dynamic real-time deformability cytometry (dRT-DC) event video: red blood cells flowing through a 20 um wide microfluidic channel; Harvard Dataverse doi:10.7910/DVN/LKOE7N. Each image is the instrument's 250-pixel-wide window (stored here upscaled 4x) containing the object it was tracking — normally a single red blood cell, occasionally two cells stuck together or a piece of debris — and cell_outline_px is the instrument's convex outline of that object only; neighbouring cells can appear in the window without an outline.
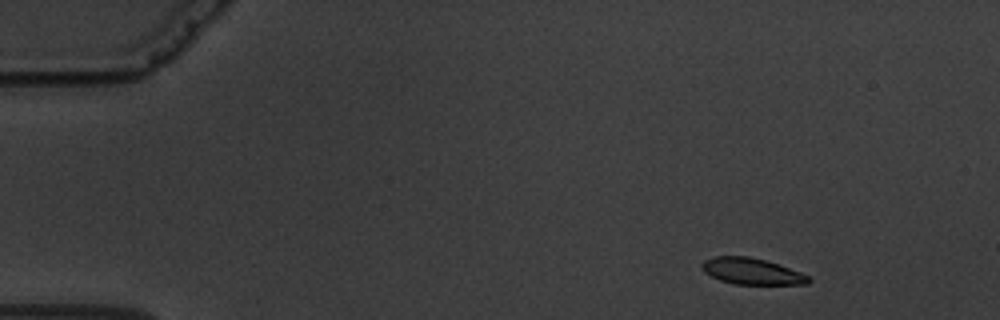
{"species": "common noctule bat (a hibernating species)", "species_latin": "Nyctalus noctula", "temperature_condition": "warm", "stored_images_in_passage": 54, "camera_frame_rate_fps": 3000, "um_per_image_px": 0.085, "animal": {"sex": "male", "body_mass_g": 19.5, "forearm_length_mm": 54.6}, "frame": {"image": 1, "passage_image": 1, "time_ms": 0.0, "image_size_px": [1000, 320], "cell_outline_px": [[812, 280], [808, 284], [732, 284], [720, 280], [704, 272], [700, 264], [704, 260], [716, 256], [748, 256], [764, 260], [800, 272], [808, 276]], "centroid_in_image_um": [63.87, 23.06], "position_along_channel_um": 21.1, "area_um2": 16.18}}
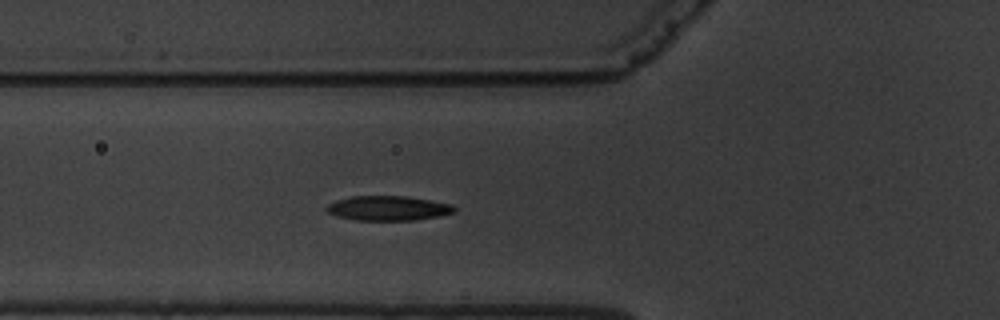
{"frame": {"image": 2, "passage_image": 16, "time_ms": 5.0, "image_size_px": [1000, 320], "cell_outline_px": [[456, 212], [440, 216], [416, 220], [356, 220], [336, 216], [328, 212], [324, 208], [328, 204], [336, 200], [352, 196], [404, 196], [452, 204], [456, 208]], "centroid_in_image_um": [32.99, 17.7], "position_along_channel_um": 92.8, "area_um2": 18.38}}
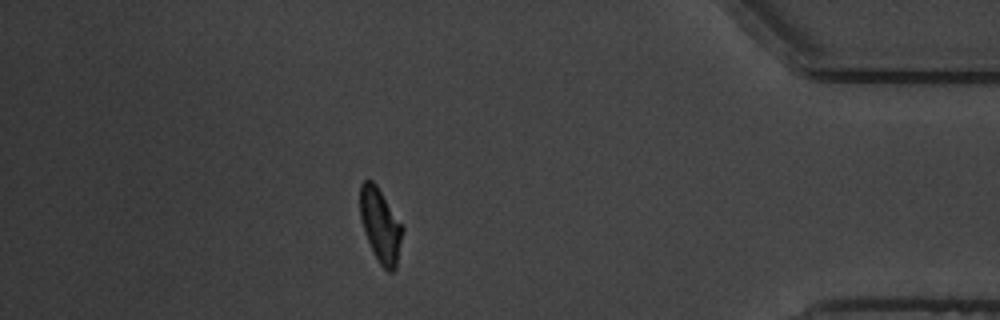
{"frame": {"image": 3, "passage_image": 47, "time_ms": 15.333, "image_size_px": [1000, 320], "cell_outline_px": [[404, 228], [396, 268], [392, 272], [388, 272], [380, 264], [372, 252], [364, 232], [360, 216], [360, 184], [364, 180], [372, 180], [376, 184]], "centroid_in_image_um": [32.33, 19.17], "position_along_channel_um": 402.9, "area_um2": 18.26}, "authors_computed_cell_mechanics": {"area_um2": 18.4671, "velocity_mm_per_s": 3.3637, "shape_relaxation_time_tau1_ms": 3.7509, "shape_relaxation_time_tau2_ms": 1.8508, "deformation_change_tau1": 0.1473, "deformation_change_tau2": 0.0747}}